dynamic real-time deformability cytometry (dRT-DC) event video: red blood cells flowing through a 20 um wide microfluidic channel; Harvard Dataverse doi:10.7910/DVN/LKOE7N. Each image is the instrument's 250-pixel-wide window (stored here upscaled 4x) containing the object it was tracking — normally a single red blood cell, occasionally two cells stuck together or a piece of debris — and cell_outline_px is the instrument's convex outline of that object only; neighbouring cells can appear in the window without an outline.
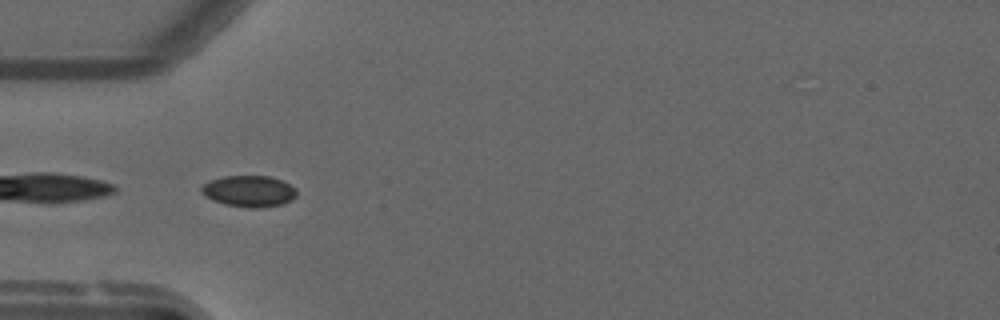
{"species": "common noctule bat (a hibernating species)", "species_latin": "Nyctalus noctula", "temperature_condition": "warm", "stored_images_in_passage": 20, "camera_frame_rate_fps": 3000, "um_per_image_px": 0.085, "animal": {"sex": "male", "forearm_length_mm": 52.5}, "frame": {"image": 1, "passage_image": 1, "time_ms": 0.0, "image_size_px": [1000, 320], "cell_outline_px": [[296, 196], [292, 200], [284, 204], [256, 208], [248, 208], [224, 204], [212, 200], [204, 196], [200, 188], [204, 184], [212, 180], [224, 176], [268, 176], [280, 180], [296, 188]], "centroid_in_image_um": [21.17, 16.26], "position_along_channel_um": 63.8, "area_um2": 17.34}}
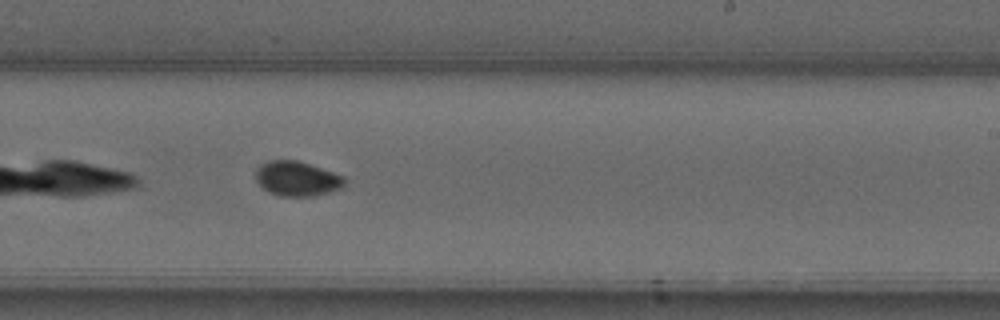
{"frame": {"image": 2, "passage_image": 17, "time_ms": 5.333, "image_size_px": [1000, 320], "cell_outline_px": [[344, 184], [340, 188], [328, 192], [312, 196], [280, 196], [268, 192], [256, 180], [256, 168], [260, 164], [268, 160], [296, 160], [344, 176]], "centroid_in_image_um": [25.2, 15.18], "position_along_channel_um": 263.8, "area_um2": 17.74}}